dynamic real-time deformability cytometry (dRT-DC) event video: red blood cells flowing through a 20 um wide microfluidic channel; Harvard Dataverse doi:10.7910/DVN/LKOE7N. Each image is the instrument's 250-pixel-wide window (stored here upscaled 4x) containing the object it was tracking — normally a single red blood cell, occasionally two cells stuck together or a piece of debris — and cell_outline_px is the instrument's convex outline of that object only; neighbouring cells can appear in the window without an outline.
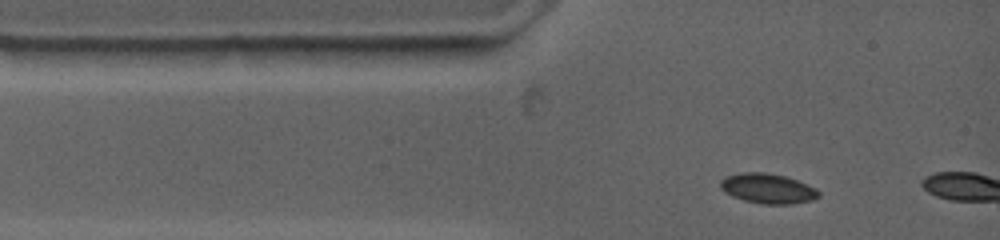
{"species": "common noctule bat (a hibernating species)", "species_latin": "Nyctalus noctula", "temperature_condition": "warm", "stored_images_in_passage": 2, "camera_frame_rate_fps": 4500, "um_per_image_px": 0.085, "animal": {"sex": "female", "body_mass_g": 19.0, "forearm_length_mm": 53.3}, "frame": {"image": 1, "passage_image": 1, "time_ms": 0.0, "image_size_px": [1000, 240], "cell_outline_px": [[820, 196], [812, 200], [792, 204], [764, 204], [744, 200], [732, 196], [724, 192], [720, 188], [720, 180], [728, 176], [744, 172], [760, 172], [784, 176], [796, 180], [816, 188], [820, 192]], "centroid_in_image_um": [65.26, 16.03], "position_along_channel_um": 19.7, "area_um2": 16.99}}